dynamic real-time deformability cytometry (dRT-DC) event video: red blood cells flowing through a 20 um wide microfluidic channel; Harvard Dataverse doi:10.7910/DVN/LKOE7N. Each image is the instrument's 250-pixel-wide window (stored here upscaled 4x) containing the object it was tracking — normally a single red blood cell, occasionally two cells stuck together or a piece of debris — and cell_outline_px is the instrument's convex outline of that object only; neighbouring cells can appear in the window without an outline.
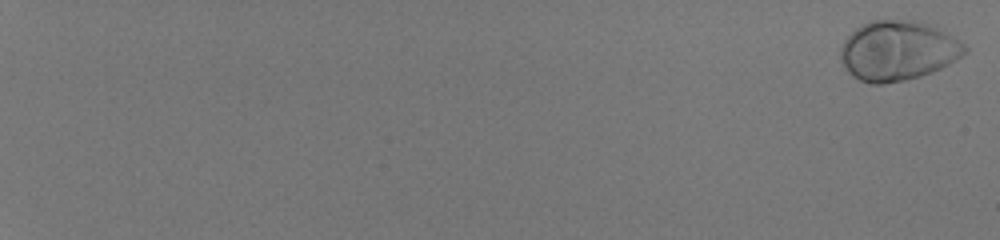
{"species": "human", "species_latin": "Homo sapiens", "temperature_condition": "room temperature", "stored_images_in_passage": 57, "camera_frame_rate_fps": 3000, "um_per_image_px": 0.085, "donor": {"sex": "male"}, "frame": {"image": 1, "passage_image": 1, "time_ms": 0.0, "image_size_px": [1000, 240], "cell_outline_px": [[968, 52], [948, 64], [932, 72], [920, 76], [904, 80], [884, 84], [872, 84], [860, 80], [852, 76], [844, 68], [840, 60], [840, 48], [844, 40], [856, 28], [872, 20], [924, 20], [936, 24], [960, 40], [968, 48]], "centroid_in_image_um": [76.35, 4.28], "position_along_channel_um": 8.7, "area_um2": 43.93}}
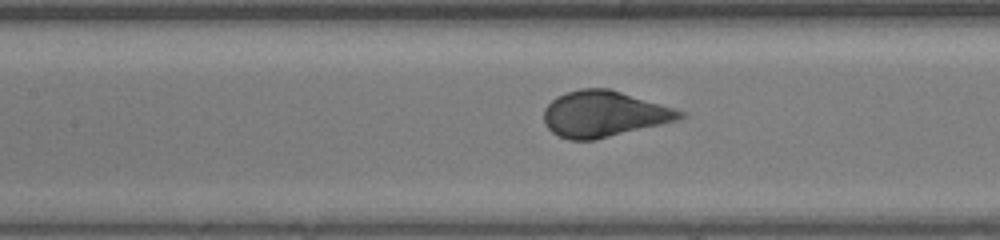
{"frame": {"image": 2, "passage_image": 33, "time_ms": 10.667, "image_size_px": [1000, 240], "cell_outline_px": [[688, 116], [676, 120], [660, 124], [592, 140], [568, 140], [552, 132], [544, 124], [544, 108], [556, 96], [580, 88], [608, 88], [688, 112]], "centroid_in_image_um": [51.32, 9.68], "position_along_channel_um": 156.1, "area_um2": 36.18}}
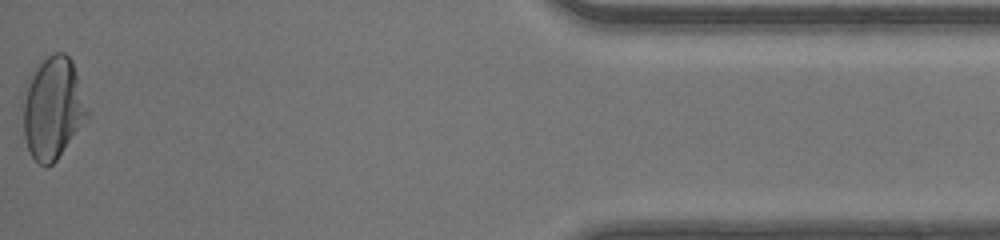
{"frame": {"image": 3, "passage_image": 57, "time_ms": 18.667, "image_size_px": [1000, 240], "cell_outline_px": [[88, 116], [56, 160], [48, 168], [44, 168], [32, 156], [28, 148], [24, 136], [20, 104], [32, 76], [36, 68], [52, 52], [64, 52], [72, 60], [88, 108]], "centroid_in_image_um": [4.47, 9.21], "position_along_channel_um": 430.7, "area_um2": 37.97}, "authors_computed_cell_mechanics": {"area_um2": 38.148, "velocity_mm_per_s": 4.12, "shape_relaxation_time_tau1_ms": 2.1473, "shape_relaxation_time_tau2_ms": null, "deformation_change_tau1": 0.1576, "deformation_change_tau2": null}}